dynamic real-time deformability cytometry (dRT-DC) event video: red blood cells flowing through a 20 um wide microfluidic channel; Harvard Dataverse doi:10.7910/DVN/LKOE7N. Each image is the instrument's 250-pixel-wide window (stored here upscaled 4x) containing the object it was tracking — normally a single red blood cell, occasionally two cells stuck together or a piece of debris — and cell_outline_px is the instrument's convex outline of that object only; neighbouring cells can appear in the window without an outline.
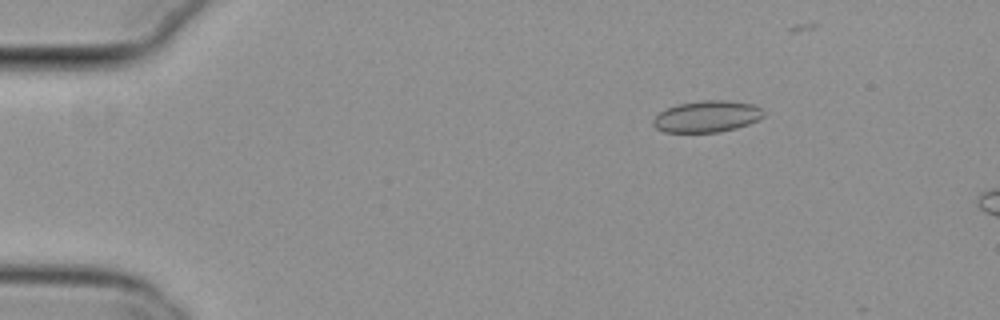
{"species": "common noctule bat (a hibernating species)", "species_latin": "Nyctalus noctula", "temperature_condition": "cold", "stored_images_in_passage": 6, "camera_frame_rate_fps": 3000, "um_per_image_px": 0.085, "animal": {"sex": "female", "body_mass_g": 29.2, "forearm_length_mm": 56.3}, "frame": {"image": 1, "passage_image": 1, "time_ms": 0.0, "image_size_px": [1000, 320], "cell_outline_px": [[764, 116], [748, 124], [736, 128], [720, 132], [664, 132], [656, 128], [652, 124], [652, 120], [660, 112], [668, 108], [680, 104], [704, 100], [728, 100], [756, 104], [764, 112]], "centroid_in_image_um": [60.11, 9.9], "position_along_channel_um": 24.9, "area_um2": 20.23}}